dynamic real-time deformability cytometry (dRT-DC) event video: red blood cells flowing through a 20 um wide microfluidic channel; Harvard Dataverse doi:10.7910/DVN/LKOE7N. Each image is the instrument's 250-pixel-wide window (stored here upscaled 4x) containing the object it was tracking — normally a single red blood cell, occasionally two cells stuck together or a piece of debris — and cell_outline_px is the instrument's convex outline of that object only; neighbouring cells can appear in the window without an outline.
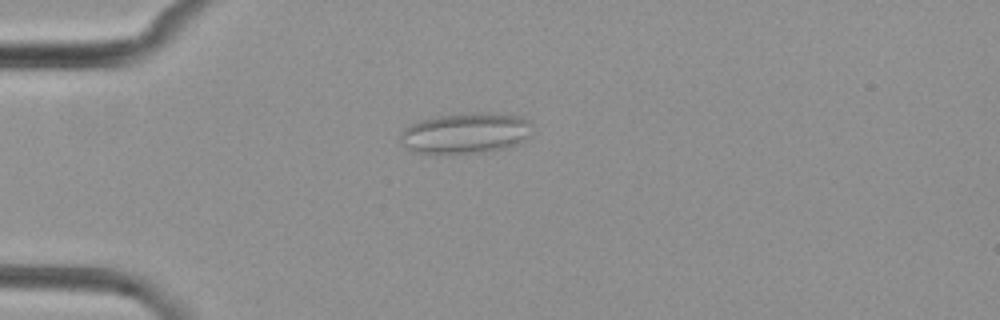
{"species": "common noctule bat (a hibernating species)", "species_latin": "Nyctalus noctula", "temperature_condition": "cold", "stored_images_in_passage": 3, "camera_frame_rate_fps": 3000, "um_per_image_px": 0.085, "animal": {"sex": "female", "body_mass_g": 29.2, "forearm_length_mm": 56.3}, "frame": {"image": 1, "passage_image": 3, "time_ms": 2.667, "image_size_px": [1000, 320], "cell_outline_px": [[532, 136], [508, 148], [484, 152], [416, 152], [400, 144], [400, 132], [404, 128], [420, 120], [440, 116], [476, 112], [488, 112], [520, 116], [528, 120], [532, 124]], "centroid_in_image_um": [39.63, 11.3], "position_along_channel_um": 45.4, "area_um2": 31.21}}